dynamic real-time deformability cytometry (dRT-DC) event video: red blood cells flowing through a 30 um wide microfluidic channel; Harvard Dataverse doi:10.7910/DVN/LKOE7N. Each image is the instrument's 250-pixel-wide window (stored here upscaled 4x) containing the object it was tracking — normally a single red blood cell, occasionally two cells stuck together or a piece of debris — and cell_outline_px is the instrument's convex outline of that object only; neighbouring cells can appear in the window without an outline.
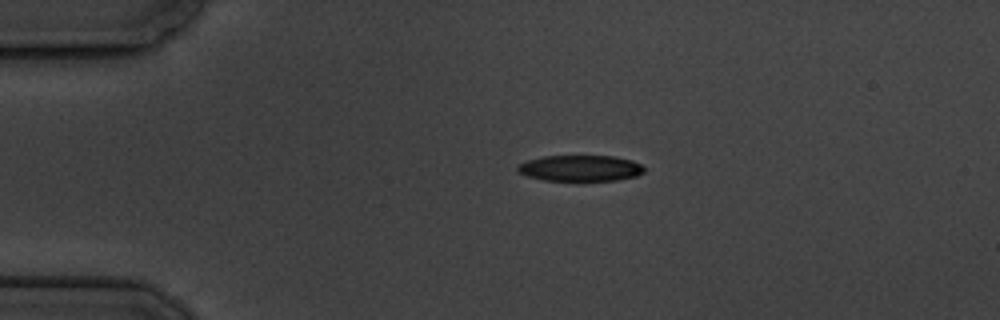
{"species": "common noctule bat (a hibernating species)", "species_latin": "Nyctalus noctula", "temperature_condition": "cold", "stored_images_in_passage": 15, "camera_frame_rate_fps": 3000, "um_per_image_px": 0.085, "animal": {"sex": "male", "body_mass_g": 19.5, "forearm_length_mm": 54.6}, "frame": {"image": 1, "passage_image": 3, "time_ms": 3.333, "image_size_px": [1000, 320], "cell_outline_px": [[648, 168], [644, 172], [636, 176], [616, 180], [544, 180], [528, 176], [516, 172], [516, 168], [520, 164], [528, 160], [544, 156], [612, 156], [632, 160]], "centroid_in_image_um": [49.35, 14.29], "position_along_channel_um": 35.7, "area_um2": 19.13}}
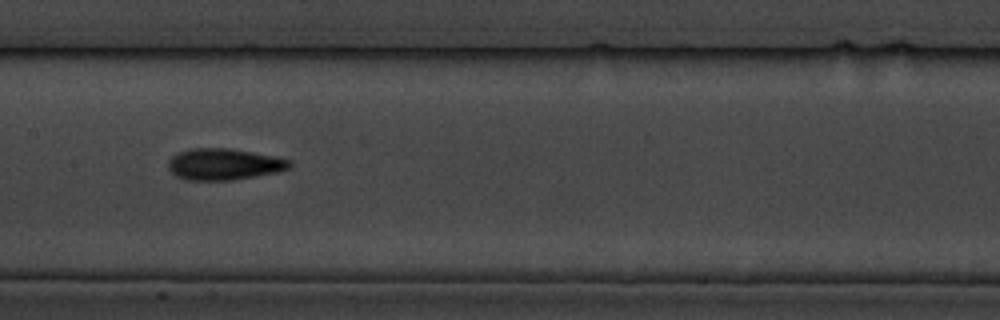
{"frame": {"image": 2, "passage_image": 8, "time_ms": 9.0, "image_size_px": [1000, 320], "cell_outline_px": [[292, 164], [288, 168], [276, 172], [256, 176], [232, 180], [188, 180], [176, 176], [168, 168], [168, 160], [172, 156], [180, 152], [192, 148], [228, 148], [252, 152], [292, 160]], "centroid_in_image_um": [19.02, 13.96], "position_along_channel_um": 188.4, "area_um2": 22.08}}
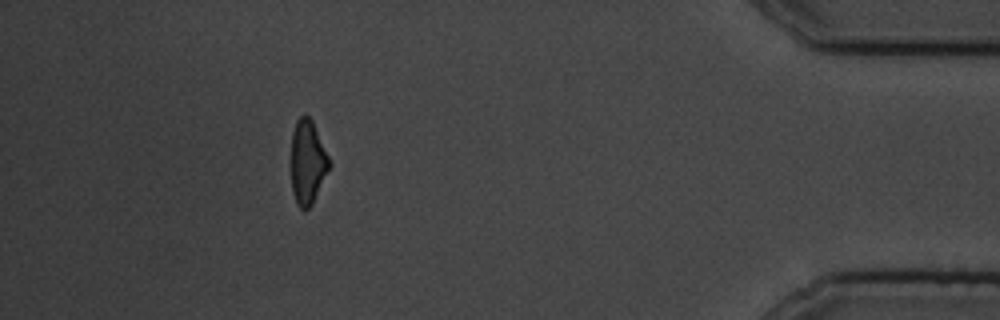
{"frame": {"image": 3, "passage_image": 14, "time_ms": 17.0, "image_size_px": [1000, 320], "cell_outline_px": [[332, 164], [312, 204], [304, 212], [296, 204], [292, 192], [292, 132], [296, 120], [304, 112], [312, 120]], "centroid_in_image_um": [26.15, 13.79], "position_along_channel_um": 409.1, "area_um2": 18.79}, "authors_computed_cell_mechanics": {"area_um2": 20.4034, "velocity_mm_per_s": 3.405, "shape_relaxation_time_tau1_ms": 7.3269, "shape_relaxation_time_tau2_ms": 4.5233, "deformation_change_tau1": 0.1657, "deformation_change_tau2": 0.1269}}